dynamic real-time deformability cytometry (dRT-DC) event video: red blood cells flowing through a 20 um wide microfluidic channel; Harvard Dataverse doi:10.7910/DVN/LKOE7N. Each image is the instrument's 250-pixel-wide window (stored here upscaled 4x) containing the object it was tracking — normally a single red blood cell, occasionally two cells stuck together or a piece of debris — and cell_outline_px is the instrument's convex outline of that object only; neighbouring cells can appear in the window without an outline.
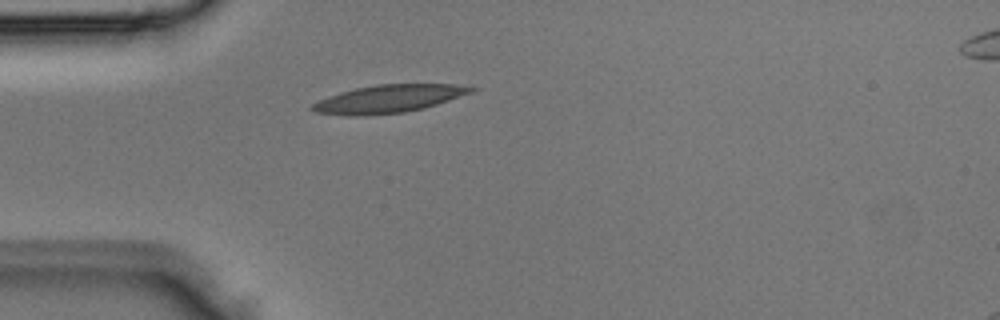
{"species": "Egyptian fruit bat (a non-hibernating species)", "species_latin": "Rousettus aegyptiacus", "temperature_condition": "room temperature", "stored_images_in_passage": 2, "camera_frame_rate_fps": 3000, "um_per_image_px": 0.085, "animal": {"sex": "male"}, "frame": {"image": 1, "passage_image": 1, "time_ms": 0.0, "image_size_px": [1000, 320], "cell_outline_px": [[480, 88], [472, 92], [424, 108], [404, 112], [364, 116], [348, 116], [316, 112], [308, 108], [312, 104], [328, 96], [340, 92], [356, 88], [376, 84], [452, 84]], "centroid_in_image_um": [33.0, 8.4], "position_along_channel_um": 52.0, "area_um2": 25.72}}